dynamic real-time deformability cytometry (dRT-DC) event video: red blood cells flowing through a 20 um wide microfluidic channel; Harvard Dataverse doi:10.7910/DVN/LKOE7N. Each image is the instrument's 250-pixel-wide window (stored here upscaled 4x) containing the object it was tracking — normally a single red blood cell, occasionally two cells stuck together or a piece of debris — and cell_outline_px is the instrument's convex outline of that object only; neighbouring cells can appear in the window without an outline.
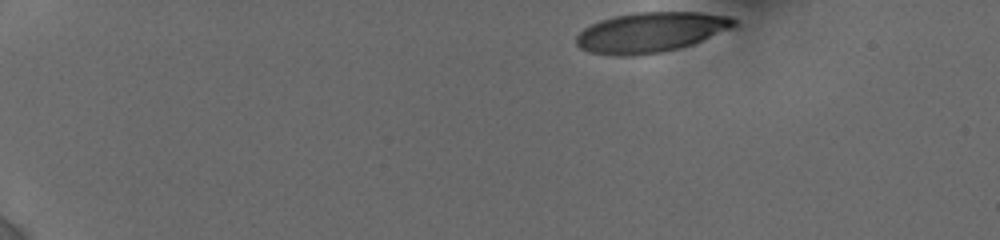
{"species": "human", "species_latin": "Homo sapiens", "temperature_condition": "cold", "stored_images_in_passage": 15, "camera_frame_rate_fps": 3000, "um_per_image_px": 0.085, "donor": {"sex": "female"}, "frame": {"image": 1, "passage_image": 1, "time_ms": 0.0, "image_size_px": [1000, 240], "cell_outline_px": [[740, 24], [736, 28], [692, 44], [660, 52], [632, 56], [612, 56], [588, 52], [580, 48], [576, 44], [576, 36], [584, 28], [600, 20], [616, 16], [636, 12], [700, 12], [728, 16], [736, 20]], "centroid_in_image_um": [55.35, 2.74], "position_along_channel_um": 29.7, "area_um2": 37.11}}
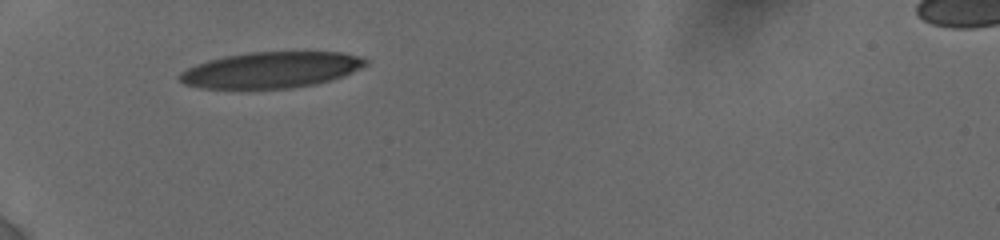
{"frame": {"image": 2, "passage_image": 9, "time_ms": 3.333, "image_size_px": [1000, 240], "cell_outline_px": [[368, 64], [344, 76], [316, 84], [292, 88], [252, 92], [240, 92], [200, 88], [184, 84], [176, 76], [180, 72], [196, 64], [208, 60], [224, 56], [252, 52], [340, 52], [360, 56], [368, 60]], "centroid_in_image_um": [22.96, 6.0], "position_along_channel_um": 62.0, "area_um2": 40.58}}
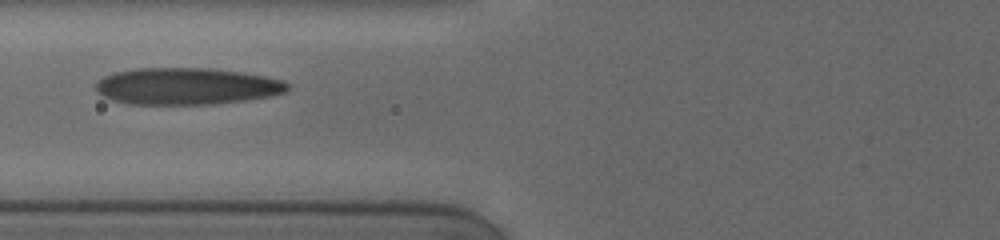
{"frame": {"image": 3, "passage_image": 13, "time_ms": 5.0, "image_size_px": [1000, 240], "cell_outline_px": [[292, 84], [288, 92], [272, 96], [248, 100], [216, 104], [128, 104], [112, 100], [96, 92], [96, 80], [112, 72], [132, 68], [212, 68], [244, 72], [284, 80]], "centroid_in_image_um": [15.9, 7.32], "position_along_channel_um": 109.9, "area_um2": 41.91}}